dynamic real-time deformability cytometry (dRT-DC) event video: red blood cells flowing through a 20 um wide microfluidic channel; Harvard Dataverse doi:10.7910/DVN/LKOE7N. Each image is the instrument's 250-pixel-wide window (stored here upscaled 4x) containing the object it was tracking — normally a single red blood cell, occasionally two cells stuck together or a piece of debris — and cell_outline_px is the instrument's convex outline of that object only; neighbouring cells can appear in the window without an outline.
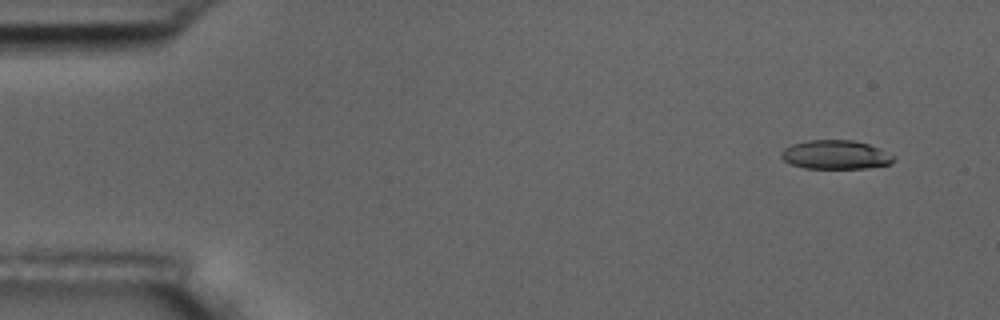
{"species": "common noctule bat (a hibernating species)", "species_latin": "Nyctalus noctula", "temperature_condition": "room temperature", "stored_images_in_passage": 5, "camera_frame_rate_fps": 3000, "um_per_image_px": 0.085, "animal": {"sex": "male", "body_mass_g": 17.5, "forearm_length_mm": 52.3}, "frame": {"image": 1, "passage_image": 1, "time_ms": 0.0, "image_size_px": [1000, 320], "cell_outline_px": [[896, 160], [892, 164], [868, 168], [804, 168], [792, 164], [784, 160], [780, 156], [780, 152], [784, 148], [792, 144], [808, 140], [852, 140], [868, 144], [880, 148], [896, 156]], "centroid_in_image_um": [71.07, 13.15], "position_along_channel_um": 13.9, "area_um2": 19.13}}
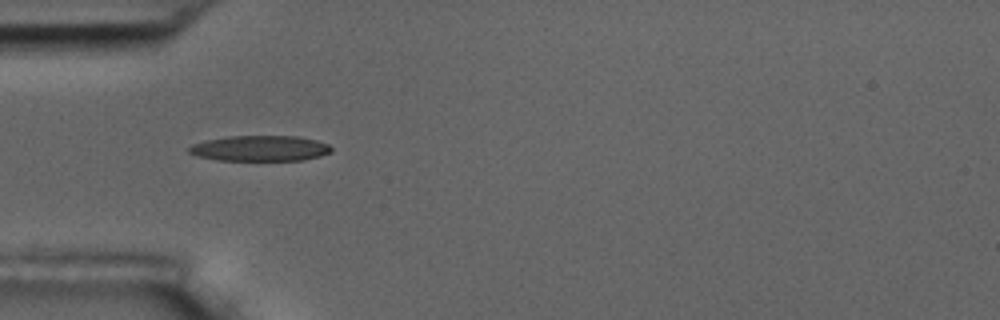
{"frame": {"image": 2, "passage_image": 4, "time_ms": 4.333, "image_size_px": [1000, 320], "cell_outline_px": [[332, 152], [320, 156], [304, 160], [216, 160], [196, 156], [188, 152], [188, 148], [192, 144], [204, 140], [228, 136], [296, 136], [316, 140], [328, 144], [332, 148]], "centroid_in_image_um": [22.08, 12.61], "position_along_channel_um": 62.9, "area_um2": 21.33}}